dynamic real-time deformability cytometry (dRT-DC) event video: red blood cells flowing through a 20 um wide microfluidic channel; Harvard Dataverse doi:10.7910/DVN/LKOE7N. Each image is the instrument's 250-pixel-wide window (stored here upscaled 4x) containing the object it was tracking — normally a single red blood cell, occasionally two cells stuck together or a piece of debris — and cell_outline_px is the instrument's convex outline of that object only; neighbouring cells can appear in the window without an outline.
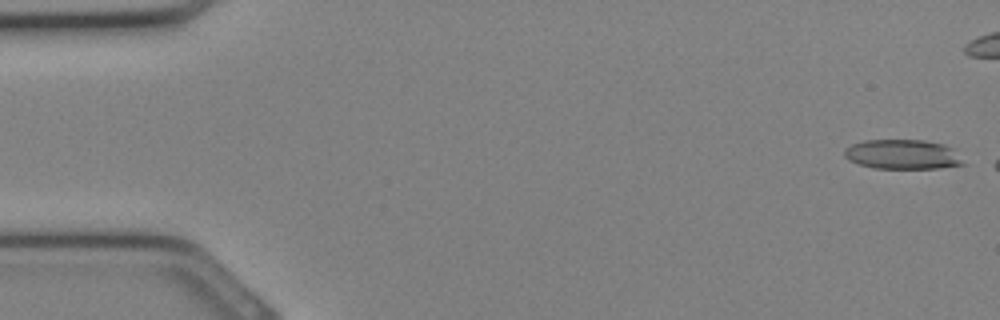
{"species": "Egyptian fruit bat (a non-hibernating species)", "species_latin": "Rousettus aegyptiacus", "temperature_condition": "cold", "stored_images_in_passage": 6, "camera_frame_rate_fps": 3000, "um_per_image_px": 0.085, "animal": {"sex": "female"}, "frame": {"image": 1, "passage_image": 1, "time_ms": 0.0, "image_size_px": [1000, 320], "cell_outline_px": [[968, 164], [940, 168], [872, 168], [848, 160], [844, 156], [844, 148], [852, 144], [864, 140], [924, 140], [944, 144], [956, 148]], "centroid_in_image_um": [76.8, 13.12], "position_along_channel_um": 8.2, "area_um2": 20.98}}